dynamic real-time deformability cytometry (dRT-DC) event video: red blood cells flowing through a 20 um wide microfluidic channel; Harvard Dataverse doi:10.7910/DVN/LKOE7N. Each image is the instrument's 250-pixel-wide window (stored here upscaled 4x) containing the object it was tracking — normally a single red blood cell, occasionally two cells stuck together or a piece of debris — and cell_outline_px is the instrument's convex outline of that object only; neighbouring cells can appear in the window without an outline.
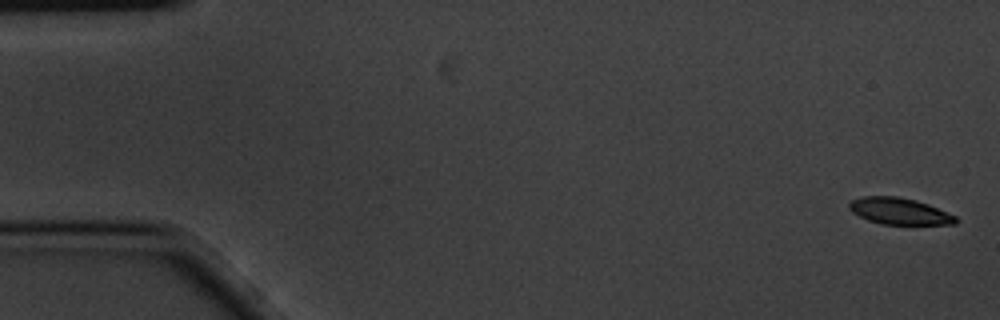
{"species": "common noctule bat (a hibernating species)", "species_latin": "Nyctalus noctula", "temperature_condition": "cold", "stored_images_in_passage": 9, "camera_frame_rate_fps": 3000, "um_per_image_px": 0.085, "animal": {"sex": "male", "body_mass_g": 20.1, "forearm_length_mm": 53.5}, "frame": {"image": 1, "passage_image": 1, "time_ms": 0.0, "image_size_px": [1000, 320], "cell_outline_px": [[960, 220], [956, 224], [880, 224], [868, 220], [852, 212], [848, 208], [848, 204], [852, 200], [864, 196], [896, 196], [916, 200], [928, 204], [956, 216]], "centroid_in_image_um": [76.45, 17.95], "position_along_channel_um": 8.5, "area_um2": 16.47}}
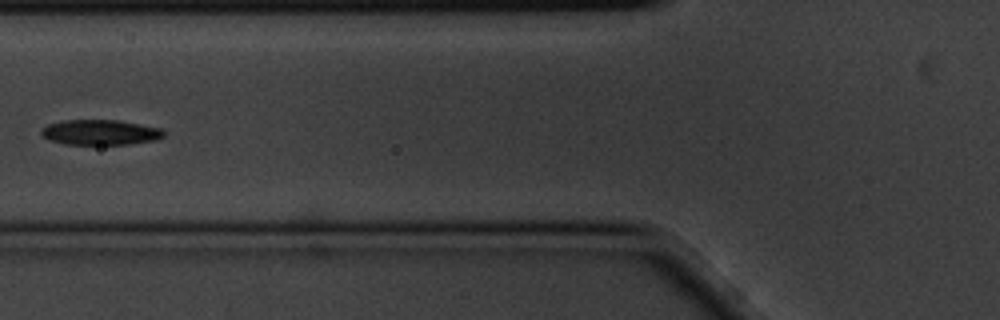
{"frame": {"image": 2, "passage_image": 7, "time_ms": 2.0, "image_size_px": [1000, 320], "cell_outline_px": [[164, 136], [156, 140], [128, 144], [64, 144], [52, 140], [44, 136], [40, 132], [40, 128], [48, 124], [64, 120], [120, 120], [164, 128]], "centroid_in_image_um": [8.56, 11.23], "position_along_channel_um": 117.2, "area_um2": 18.09}}
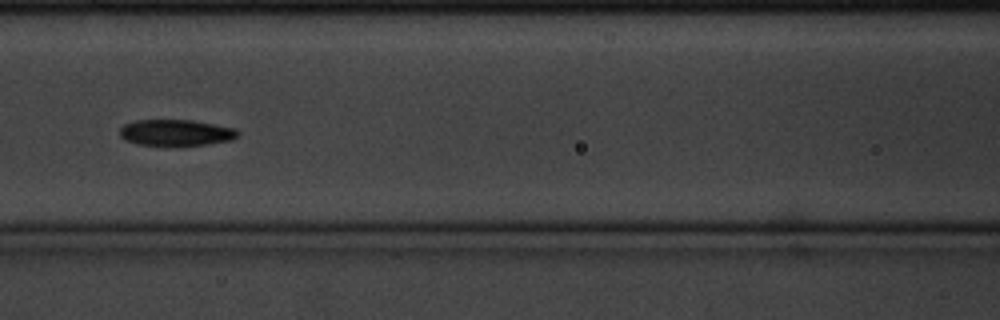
{"frame": {"image": 3, "passage_image": 8, "time_ms": 2.333, "image_size_px": [1000, 320], "cell_outline_px": [[240, 136], [232, 140], [208, 144], [136, 144], [124, 140], [120, 136], [120, 128], [124, 124], [136, 120], [192, 120], [236, 128], [240, 132]], "centroid_in_image_um": [14.99, 11.25], "position_along_channel_um": 151.6, "area_um2": 17.86}}